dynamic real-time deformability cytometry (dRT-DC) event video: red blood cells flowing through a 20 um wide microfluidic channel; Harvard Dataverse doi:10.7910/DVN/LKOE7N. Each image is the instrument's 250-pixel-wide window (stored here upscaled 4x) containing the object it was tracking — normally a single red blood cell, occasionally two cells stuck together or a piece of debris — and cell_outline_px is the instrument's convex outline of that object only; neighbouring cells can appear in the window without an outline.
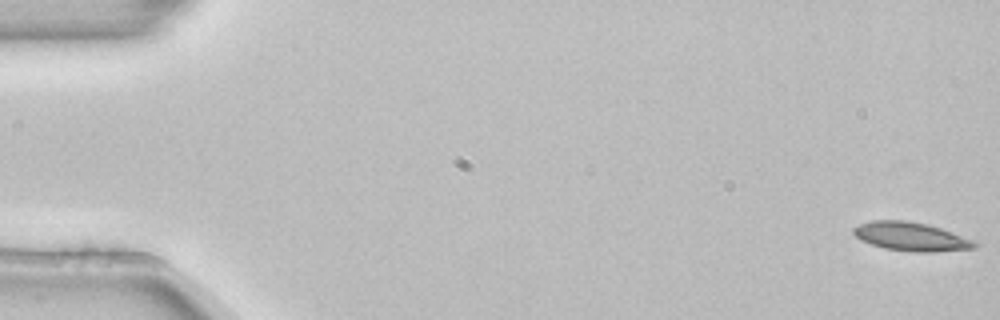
{"species": "common noctule bat (a hibernating species)", "species_latin": "Nyctalus noctula", "temperature_condition": "room temperature", "stored_images_in_passage": 7, "camera_frame_rate_fps": 3000, "um_per_image_px": 0.085, "animal": {"sex": "female", "body_mass_g": 22.7, "forearm_length_mm": 54.2}, "frame": {"image": 1, "passage_image": 1, "time_ms": 0.0, "image_size_px": [1000, 320], "cell_outline_px": [[980, 244], [976, 248], [932, 252], [912, 252], [884, 248], [860, 240], [852, 232], [852, 228], [860, 224], [872, 220], [904, 220], [924, 224], [940, 228], [952, 232], [972, 240]], "centroid_in_image_um": [77.42, 20.12], "position_along_channel_um": 7.6, "area_um2": 20.11}}
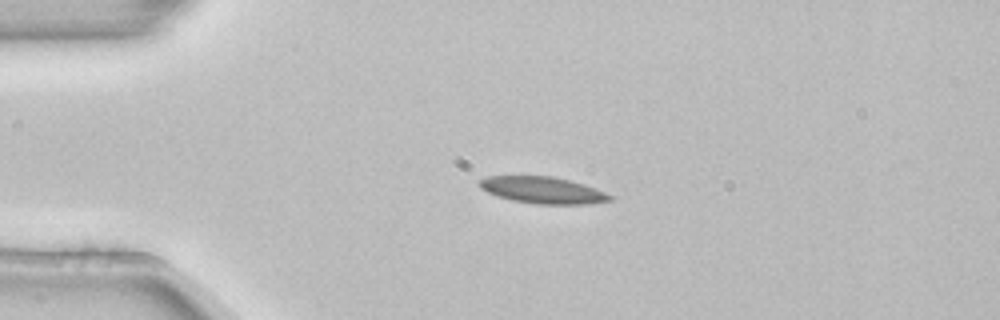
{"frame": {"image": 2, "passage_image": 4, "time_ms": 1.0, "image_size_px": [1000, 320], "cell_outline_px": [[612, 200], [584, 204], [536, 204], [512, 200], [488, 192], [480, 188], [480, 180], [488, 176], [552, 176], [584, 184], [604, 192], [612, 196]], "centroid_in_image_um": [46.13, 16.16], "position_along_channel_um": 38.9, "area_um2": 19.94}}